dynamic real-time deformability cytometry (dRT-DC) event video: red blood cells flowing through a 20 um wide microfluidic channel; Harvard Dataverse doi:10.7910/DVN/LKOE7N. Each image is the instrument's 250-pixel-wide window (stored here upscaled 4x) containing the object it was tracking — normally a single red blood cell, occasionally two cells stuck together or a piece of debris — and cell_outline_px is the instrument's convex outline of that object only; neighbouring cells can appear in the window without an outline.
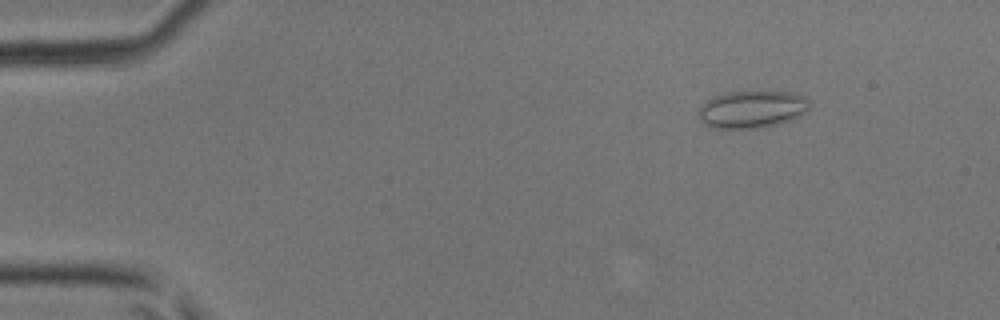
{"species": "common noctule bat (a hibernating species)", "species_latin": "Nyctalus noctula", "temperature_condition": "room temperature", "stored_images_in_passage": 48, "camera_frame_rate_fps": 3000, "um_per_image_px": 0.085, "animal": {"sex": "male", "body_mass_g": 17.9, "forearm_length_mm": 54.2}, "frame": {"image": 1, "passage_image": 7, "time_ms": 2.0, "image_size_px": [1000, 320], "cell_outline_px": [[808, 108], [804, 112], [792, 120], [760, 128], [716, 128], [704, 124], [700, 120], [700, 108], [712, 96], [728, 92], [792, 92], [804, 96], [808, 100]], "centroid_in_image_um": [63.92, 9.29], "position_along_channel_um": 21.1, "area_um2": 23.81}}
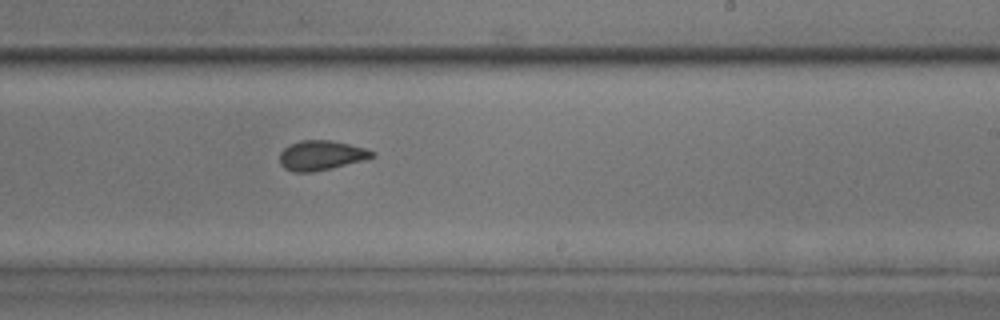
{"frame": {"image": 2, "passage_image": 30, "time_ms": 9.667, "image_size_px": [1000, 320], "cell_outline_px": [[376, 156], [364, 160], [332, 168], [312, 172], [292, 172], [284, 168], [280, 164], [280, 152], [284, 148], [300, 140], [332, 140], [364, 148], [376, 152]], "centroid_in_image_um": [27.3, 13.21], "position_along_channel_um": 261.7, "area_um2": 16.01}}
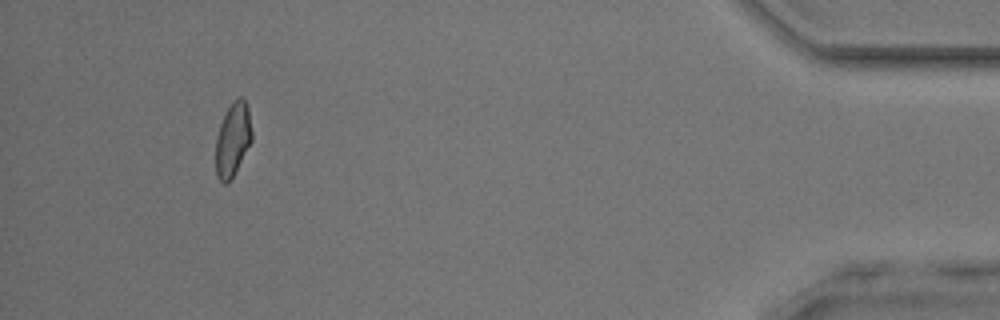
{"frame": {"image": 3, "passage_image": 45, "time_ms": 14.667, "image_size_px": [1000, 320], "cell_outline_px": [[252, 140], [228, 184], [224, 184], [216, 176], [216, 136], [220, 124], [232, 100], [240, 96], [244, 100], [248, 108], [252, 132]], "centroid_in_image_um": [19.78, 11.85], "position_along_channel_um": 415.4, "area_um2": 15.37}}